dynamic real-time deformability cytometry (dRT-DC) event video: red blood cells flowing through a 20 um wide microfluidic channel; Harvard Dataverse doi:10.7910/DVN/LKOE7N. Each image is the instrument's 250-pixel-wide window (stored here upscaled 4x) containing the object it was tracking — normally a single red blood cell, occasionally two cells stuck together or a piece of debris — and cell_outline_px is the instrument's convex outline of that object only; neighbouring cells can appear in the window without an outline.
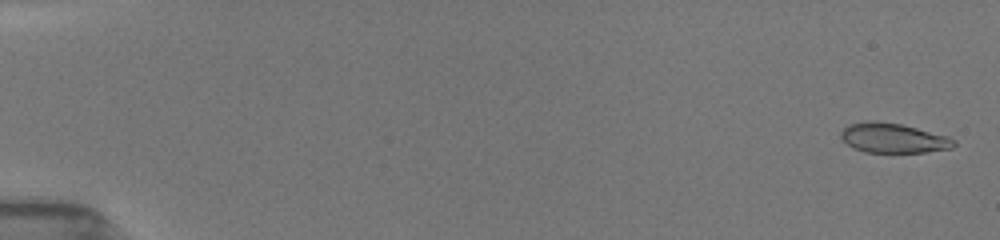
{"species": "common noctule bat (a hibernating species)", "species_latin": "Nyctalus noctula", "temperature_condition": "room temperature", "stored_images_in_passage": 53, "camera_frame_rate_fps": 3000, "um_per_image_px": 0.085, "animal": {"sex": "female", "body_mass_g": 19.5, "forearm_length_mm": 54.1}, "frame": {"image": 1, "passage_image": 2, "time_ms": 0.333, "image_size_px": [1000, 240], "cell_outline_px": [[956, 144], [952, 148], [924, 152], [864, 152], [852, 148], [840, 136], [840, 132], [848, 124], [864, 120], [876, 120], [900, 124], [948, 136], [956, 140]], "centroid_in_image_um": [75.9, 11.72], "position_along_channel_um": 9.1, "area_um2": 19.65}}
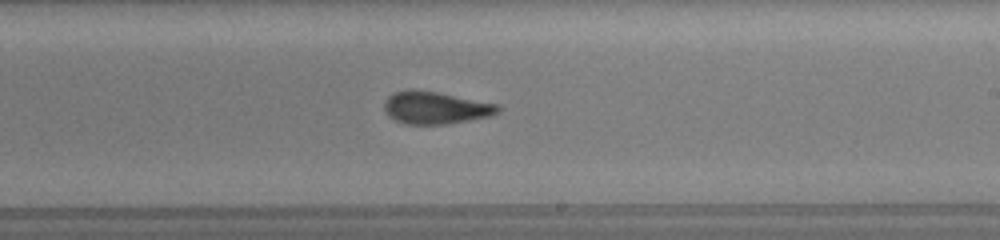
{"frame": {"image": 2, "passage_image": 33, "time_ms": 10.667, "image_size_px": [1000, 240], "cell_outline_px": [[500, 112], [488, 116], [468, 120], [444, 124], [404, 124], [388, 116], [384, 108], [384, 100], [388, 96], [396, 92], [408, 88], [412, 88], [436, 92], [500, 104]], "centroid_in_image_um": [36.99, 9.14], "position_along_channel_um": 252.0, "area_um2": 21.5}}
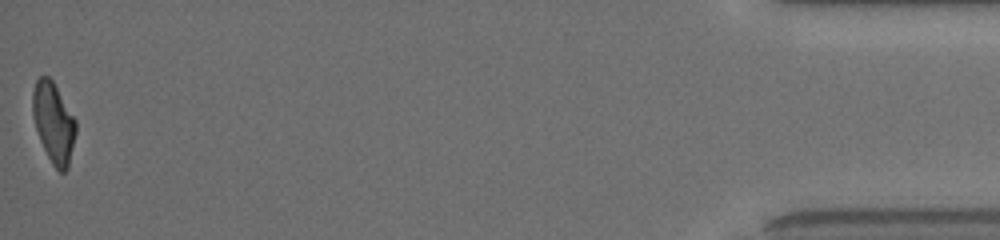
{"frame": {"image": 3, "passage_image": 53, "time_ms": 17.333, "image_size_px": [1000, 240], "cell_outline_px": [[76, 132], [68, 168], [64, 172], [60, 172], [52, 164], [40, 140], [32, 116], [32, 92], [36, 80], [40, 76], [48, 76], [52, 80], [76, 120]], "centroid_in_image_um": [4.54, 10.41], "position_along_channel_um": 430.7, "area_um2": 20.11}, "authors_computed_cell_mechanics": {"area_um2": 20.9814, "velocity_mm_per_s": 3.9718, "shape_relaxation_time_tau1_ms": 4.7903, "shape_relaxation_time_tau2_ms": 1.3882, "deformation_change_tau1": 0.168, "deformation_change_tau2": 0.0854}}